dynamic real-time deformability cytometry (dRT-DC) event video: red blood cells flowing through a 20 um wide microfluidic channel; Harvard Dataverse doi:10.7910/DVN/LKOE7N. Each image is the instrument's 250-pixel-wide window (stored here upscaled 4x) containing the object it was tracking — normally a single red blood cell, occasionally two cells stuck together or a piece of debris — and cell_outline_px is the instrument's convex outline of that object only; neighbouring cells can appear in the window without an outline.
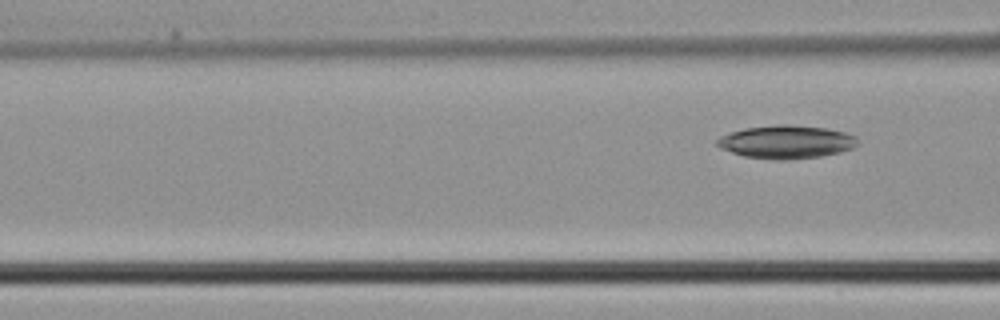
{"species": "common noctule bat (a hibernating species)", "species_latin": "Nyctalus noctula", "temperature_condition": "cold", "stored_images_in_passage": 3, "camera_frame_rate_fps": 3000, "um_per_image_px": 0.085, "animal": {"sex": "male", "body_mass_g": 21.5, "forearm_length_mm": 52.0}, "frame": {"image": 1, "passage_image": 3, "time_ms": 0.667, "image_size_px": [1000, 320], "cell_outline_px": [[860, 140], [852, 148], [840, 152], [820, 156], [784, 160], [776, 160], [744, 156], [720, 148], [716, 144], [716, 140], [720, 136], [744, 128], [776, 124], [788, 124], [828, 128], [844, 132], [856, 136]], "centroid_in_image_um": [66.84, 12.05], "position_along_channel_um": 99.8, "area_um2": 27.22}}